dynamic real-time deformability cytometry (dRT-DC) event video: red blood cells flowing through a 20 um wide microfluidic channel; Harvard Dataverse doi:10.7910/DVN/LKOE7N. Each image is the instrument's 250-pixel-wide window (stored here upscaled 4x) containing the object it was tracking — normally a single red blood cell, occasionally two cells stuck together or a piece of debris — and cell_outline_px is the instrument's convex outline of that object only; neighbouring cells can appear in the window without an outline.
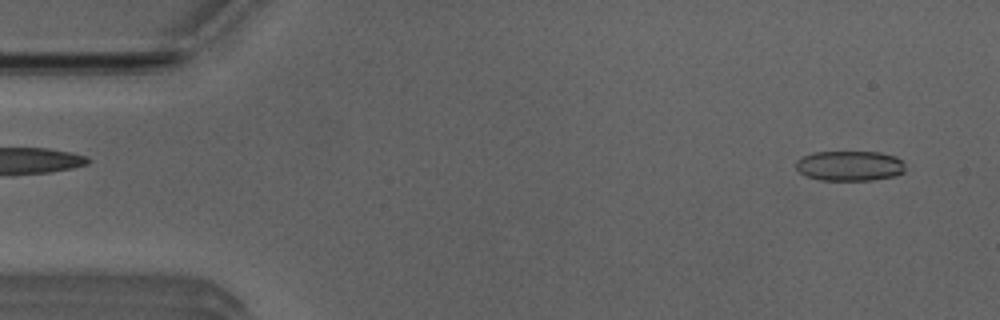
{"species": "Egyptian fruit bat (a non-hibernating species)", "species_latin": "Rousettus aegyptiacus", "temperature_condition": "room temperature", "stored_images_in_passage": 51, "camera_frame_rate_fps": 3000, "um_per_image_px": 0.085, "animal": {"sex": "male"}, "frame": {"image": 1, "passage_image": 3, "time_ms": 0.667, "image_size_px": [1000, 320], "cell_outline_px": [[904, 172], [896, 176], [872, 180], [820, 180], [808, 176], [800, 172], [796, 168], [796, 160], [804, 156], [816, 152], [880, 152], [896, 156], [904, 164]], "centroid_in_image_um": [72.25, 14.1], "position_along_channel_um": 12.8, "area_um2": 19.13}}
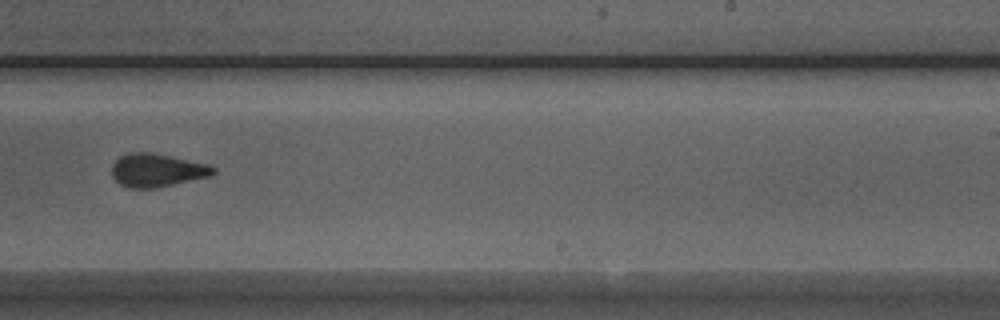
{"frame": {"image": 2, "passage_image": 31, "time_ms": 10.0, "image_size_px": [1000, 320], "cell_outline_px": [[216, 172], [212, 176], [156, 188], [128, 188], [120, 184], [112, 176], [112, 164], [120, 156], [128, 152], [152, 152], [208, 164], [216, 168]], "centroid_in_image_um": [13.35, 14.47], "position_along_channel_um": 275.6, "area_um2": 19.83}}
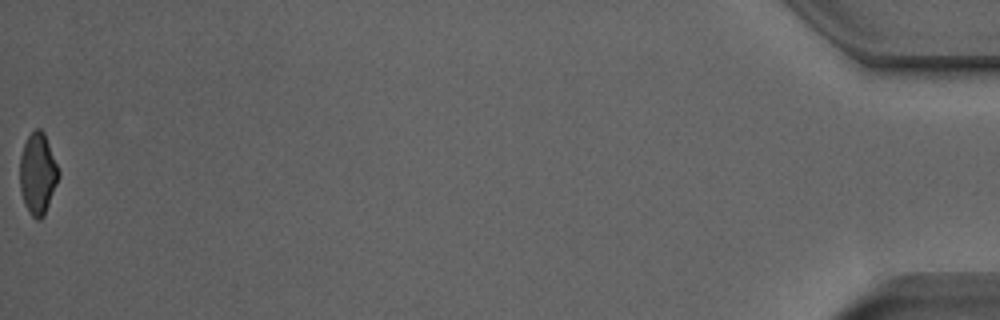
{"frame": {"image": 3, "passage_image": 51, "time_ms": 16.667, "image_size_px": [1000, 320], "cell_outline_px": [[60, 176], [44, 216], [40, 220], [36, 220], [32, 216], [24, 204], [20, 192], [20, 156], [24, 144], [28, 136], [36, 128], [40, 128], [44, 132], [60, 172]], "centroid_in_image_um": [3.21, 14.78], "position_along_channel_um": 432.0, "area_um2": 18.44}, "authors_computed_cell_mechanics": {"area_um2": 19.7676, "velocity_mm_per_s": 3.9764, "shape_relaxation_time_tau1_ms": 4.978, "shape_relaxation_time_tau2_ms": 1.6502, "deformation_change_tau1": 0.1328, "deformation_change_tau2": 0.0736}}